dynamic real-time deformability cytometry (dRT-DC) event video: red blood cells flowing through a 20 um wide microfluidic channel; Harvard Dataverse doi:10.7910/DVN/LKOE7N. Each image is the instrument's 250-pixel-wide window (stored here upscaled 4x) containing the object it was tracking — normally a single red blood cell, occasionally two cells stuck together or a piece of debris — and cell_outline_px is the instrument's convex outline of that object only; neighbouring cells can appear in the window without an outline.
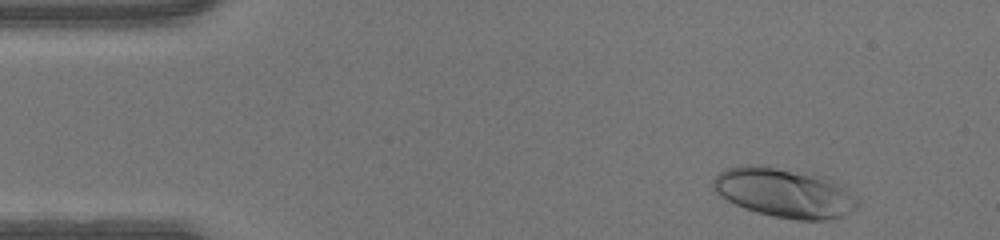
{"species": "human", "species_latin": "Homo sapiens", "temperature_condition": "warm", "stored_images_in_passage": 44, "camera_frame_rate_fps": 3000, "um_per_image_px": 0.085, "donor": {"sex": "male"}, "frame": {"image": 1, "passage_image": 2, "time_ms": 0.333, "image_size_px": [1000, 240], "cell_outline_px": [[860, 204], [856, 208], [840, 216], [824, 220], [796, 220], [756, 212], [744, 208], [720, 196], [712, 188], [712, 180], [720, 172], [728, 168], [740, 164], [760, 164], [812, 172], [824, 176], [844, 184], [860, 200]], "centroid_in_image_um": [66.71, 16.34], "position_along_channel_um": 18.3, "area_um2": 42.43}}
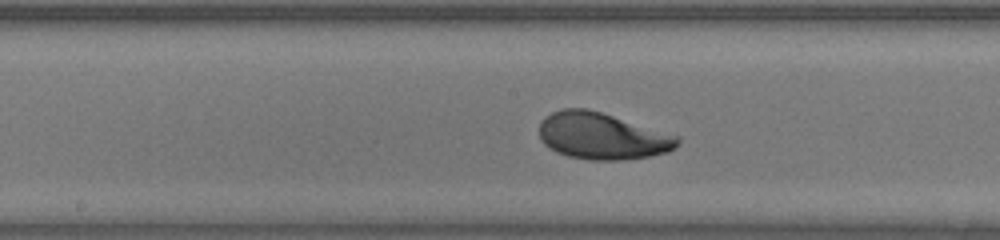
{"frame": {"image": 2, "passage_image": 21, "time_ms": 6.667, "image_size_px": [1000, 240], "cell_outline_px": [[680, 144], [676, 148], [668, 152], [648, 156], [620, 160], [592, 160], [568, 156], [556, 152], [548, 148], [540, 140], [540, 120], [544, 116], [560, 108], [588, 108], [680, 136]], "centroid_in_image_um": [51.17, 11.55], "position_along_channel_um": 197.0, "area_um2": 37.92}}
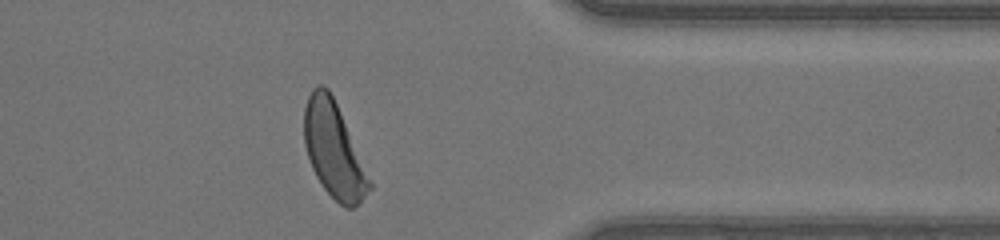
{"frame": {"image": 3, "passage_image": 35, "time_ms": 11.333, "image_size_px": [1000, 240], "cell_outline_px": [[372, 188], [360, 204], [352, 208], [348, 208], [340, 204], [324, 188], [316, 176], [312, 168], [304, 144], [304, 108], [308, 96], [312, 88], [316, 84], [324, 84], [328, 88], [336, 104], [372, 184]], "centroid_in_image_um": [28.34, 12.75], "position_along_channel_um": 383.1, "area_um2": 35.55}}